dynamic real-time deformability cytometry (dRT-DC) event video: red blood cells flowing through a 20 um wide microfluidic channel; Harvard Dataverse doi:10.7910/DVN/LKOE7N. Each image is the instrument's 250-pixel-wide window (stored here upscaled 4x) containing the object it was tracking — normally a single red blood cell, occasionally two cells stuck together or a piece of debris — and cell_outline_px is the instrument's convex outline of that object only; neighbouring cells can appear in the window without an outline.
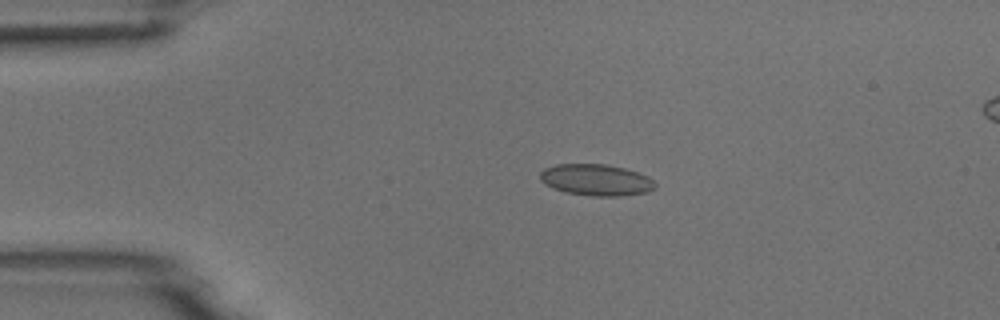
{"species": "common noctule bat (a hibernating species)", "species_latin": "Nyctalus noctula", "temperature_condition": "room temperature", "stored_images_in_passage": 5, "camera_frame_rate_fps": 3000, "um_per_image_px": 0.085, "animal": {"sex": "male", "body_mass_g": 18.8}, "frame": {"image": 1, "passage_image": 4, "time_ms": 3.333, "image_size_px": [1000, 320], "cell_outline_px": [[656, 188], [648, 192], [620, 196], [592, 196], [564, 192], [552, 188], [544, 184], [540, 180], [540, 172], [544, 168], [556, 164], [604, 164], [624, 168], [648, 176], [656, 184]], "centroid_in_image_um": [50.65, 15.3], "position_along_channel_um": 34.4, "area_um2": 21.21}}